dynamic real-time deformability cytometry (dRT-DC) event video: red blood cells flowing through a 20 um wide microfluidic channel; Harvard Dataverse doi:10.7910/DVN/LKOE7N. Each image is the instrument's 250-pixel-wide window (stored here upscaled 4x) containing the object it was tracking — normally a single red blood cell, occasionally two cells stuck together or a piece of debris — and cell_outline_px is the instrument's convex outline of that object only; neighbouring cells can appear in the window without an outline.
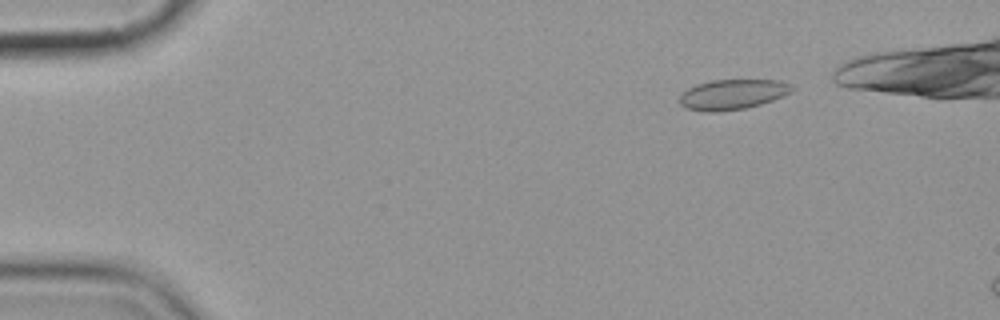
{"species": "common noctule bat (a hibernating species)", "species_latin": "Nyctalus noctula", "temperature_condition": "cold", "stored_images_in_passage": 4, "camera_frame_rate_fps": 3000, "um_per_image_px": 0.085, "animal": {"sex": "female", "body_mass_g": 19.9}, "frame": {"image": 1, "passage_image": 2, "time_ms": 1.0, "image_size_px": [1000, 320], "cell_outline_px": [[796, 88], [792, 92], [784, 96], [760, 104], [744, 108], [712, 112], [704, 112], [684, 108], [680, 104], [680, 96], [688, 88], [696, 84], [712, 80], [780, 80], [792, 84]], "centroid_in_image_um": [62.29, 8.02], "position_along_channel_um": 22.7, "area_um2": 19.83}}